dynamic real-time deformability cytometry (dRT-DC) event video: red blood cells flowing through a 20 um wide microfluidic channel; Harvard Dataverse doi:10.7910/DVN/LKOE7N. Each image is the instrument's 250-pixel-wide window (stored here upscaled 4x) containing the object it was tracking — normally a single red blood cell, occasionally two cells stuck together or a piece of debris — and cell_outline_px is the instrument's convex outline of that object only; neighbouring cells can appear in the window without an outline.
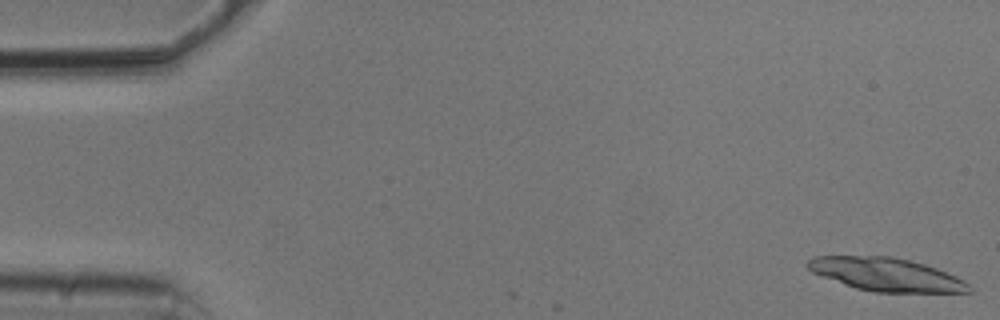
{"species": "common noctule bat (a hibernating species)", "species_latin": "Nyctalus noctula", "temperature_condition": "cold", "stored_images_in_passage": 10, "camera_frame_rate_fps": 3000, "um_per_image_px": 0.085, "animal": {"sex": "male", "body_mass_g": 20.5, "forearm_length_mm": 52.5}, "frame": {"image": 1, "passage_image": 1, "time_ms": 0.0, "image_size_px": [1000, 320], "cell_outline_px": [[972, 292], [876, 292], [856, 288], [820, 276], [812, 272], [804, 264], [812, 256], [892, 256], [924, 264], [936, 268], [956, 276], [964, 280], [972, 288]], "centroid_in_image_um": [75.3, 23.32], "position_along_channel_um": 9.7, "area_um2": 31.15}}